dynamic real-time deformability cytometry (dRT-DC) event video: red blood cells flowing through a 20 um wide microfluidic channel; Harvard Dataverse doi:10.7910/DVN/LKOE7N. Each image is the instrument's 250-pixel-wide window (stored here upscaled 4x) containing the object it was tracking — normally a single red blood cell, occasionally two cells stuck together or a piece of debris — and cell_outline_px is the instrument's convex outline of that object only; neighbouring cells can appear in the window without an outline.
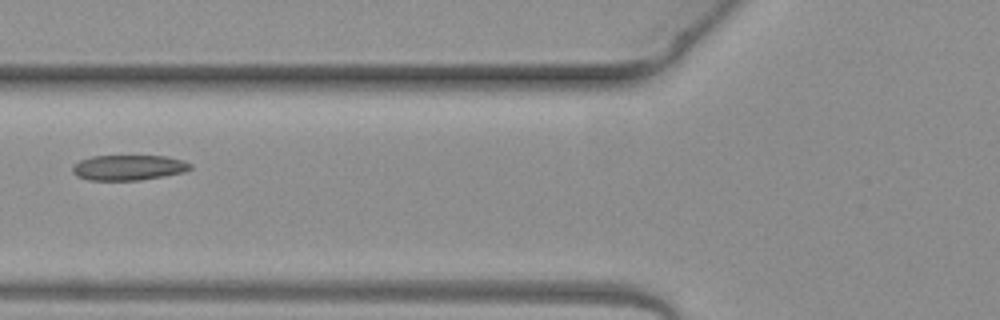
{"species": "common noctule bat (a hibernating species)", "species_latin": "Nyctalus noctula", "temperature_condition": "warm", "stored_images_in_passage": 3, "camera_frame_rate_fps": 3000, "um_per_image_px": 0.085, "animal": {"sex": "female", "body_mass_g": 19.3, "forearm_length_mm": 54.1}, "frame": {"image": 1, "passage_image": 3, "time_ms": 0.667, "image_size_px": [1000, 320], "cell_outline_px": [[192, 168], [184, 172], [164, 176], [140, 180], [88, 180], [76, 176], [72, 172], [72, 168], [80, 160], [92, 156], [168, 156], [184, 160], [192, 164]], "centroid_in_image_um": [10.95, 14.24], "position_along_channel_um": 114.8, "area_um2": 17.46}}